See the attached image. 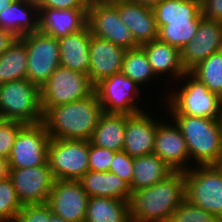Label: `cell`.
I'll use <instances>...</instances> for the list:
<instances>
[{
	"label": "cell",
	"instance_id": "44dd1931",
	"mask_svg": "<svg viewBox=\"0 0 222 222\" xmlns=\"http://www.w3.org/2000/svg\"><path fill=\"white\" fill-rule=\"evenodd\" d=\"M87 18L88 8H39V30L60 39L84 29Z\"/></svg>",
	"mask_w": 222,
	"mask_h": 222
},
{
	"label": "cell",
	"instance_id": "7c38bea8",
	"mask_svg": "<svg viewBox=\"0 0 222 222\" xmlns=\"http://www.w3.org/2000/svg\"><path fill=\"white\" fill-rule=\"evenodd\" d=\"M50 136L43 122L25 124L16 135L7 159L9 169L31 168L47 163Z\"/></svg>",
	"mask_w": 222,
	"mask_h": 222
},
{
	"label": "cell",
	"instance_id": "7a4b0ae2",
	"mask_svg": "<svg viewBox=\"0 0 222 222\" xmlns=\"http://www.w3.org/2000/svg\"><path fill=\"white\" fill-rule=\"evenodd\" d=\"M95 92L71 103L51 107L43 115L50 138L89 140L103 114Z\"/></svg>",
	"mask_w": 222,
	"mask_h": 222
},
{
	"label": "cell",
	"instance_id": "5b68a950",
	"mask_svg": "<svg viewBox=\"0 0 222 222\" xmlns=\"http://www.w3.org/2000/svg\"><path fill=\"white\" fill-rule=\"evenodd\" d=\"M180 79L185 85L183 83L180 89L169 92L167 104H164L168 106L170 115L222 119V98L209 91L191 72H186Z\"/></svg>",
	"mask_w": 222,
	"mask_h": 222
},
{
	"label": "cell",
	"instance_id": "484cf974",
	"mask_svg": "<svg viewBox=\"0 0 222 222\" xmlns=\"http://www.w3.org/2000/svg\"><path fill=\"white\" fill-rule=\"evenodd\" d=\"M174 171L154 153L133 158L132 192L165 180Z\"/></svg>",
	"mask_w": 222,
	"mask_h": 222
},
{
	"label": "cell",
	"instance_id": "83f0119b",
	"mask_svg": "<svg viewBox=\"0 0 222 222\" xmlns=\"http://www.w3.org/2000/svg\"><path fill=\"white\" fill-rule=\"evenodd\" d=\"M84 222H131L129 202L110 197H90Z\"/></svg>",
	"mask_w": 222,
	"mask_h": 222
},
{
	"label": "cell",
	"instance_id": "d6986e66",
	"mask_svg": "<svg viewBox=\"0 0 222 222\" xmlns=\"http://www.w3.org/2000/svg\"><path fill=\"white\" fill-rule=\"evenodd\" d=\"M158 123L144 111L126 114L123 151L133 158L152 154Z\"/></svg>",
	"mask_w": 222,
	"mask_h": 222
},
{
	"label": "cell",
	"instance_id": "3957f363",
	"mask_svg": "<svg viewBox=\"0 0 222 222\" xmlns=\"http://www.w3.org/2000/svg\"><path fill=\"white\" fill-rule=\"evenodd\" d=\"M152 9L158 39L180 51L194 38L203 19L200 0H163Z\"/></svg>",
	"mask_w": 222,
	"mask_h": 222
},
{
	"label": "cell",
	"instance_id": "d590c367",
	"mask_svg": "<svg viewBox=\"0 0 222 222\" xmlns=\"http://www.w3.org/2000/svg\"><path fill=\"white\" fill-rule=\"evenodd\" d=\"M115 153L113 150L93 145L89 141V170L108 172Z\"/></svg>",
	"mask_w": 222,
	"mask_h": 222
},
{
	"label": "cell",
	"instance_id": "e0dca14e",
	"mask_svg": "<svg viewBox=\"0 0 222 222\" xmlns=\"http://www.w3.org/2000/svg\"><path fill=\"white\" fill-rule=\"evenodd\" d=\"M166 123V124H165ZM153 153L159 156L174 172H185L191 167L186 141L179 127L161 120L156 129ZM187 164V165H186Z\"/></svg>",
	"mask_w": 222,
	"mask_h": 222
},
{
	"label": "cell",
	"instance_id": "f35d334b",
	"mask_svg": "<svg viewBox=\"0 0 222 222\" xmlns=\"http://www.w3.org/2000/svg\"><path fill=\"white\" fill-rule=\"evenodd\" d=\"M204 19L222 22V0H200Z\"/></svg>",
	"mask_w": 222,
	"mask_h": 222
},
{
	"label": "cell",
	"instance_id": "9a60e30c",
	"mask_svg": "<svg viewBox=\"0 0 222 222\" xmlns=\"http://www.w3.org/2000/svg\"><path fill=\"white\" fill-rule=\"evenodd\" d=\"M89 198L79 181L55 180L47 204L55 216L84 222Z\"/></svg>",
	"mask_w": 222,
	"mask_h": 222
},
{
	"label": "cell",
	"instance_id": "603a6c76",
	"mask_svg": "<svg viewBox=\"0 0 222 222\" xmlns=\"http://www.w3.org/2000/svg\"><path fill=\"white\" fill-rule=\"evenodd\" d=\"M90 42L88 25L77 33L58 39L60 66L88 75Z\"/></svg>",
	"mask_w": 222,
	"mask_h": 222
},
{
	"label": "cell",
	"instance_id": "d6a6232c",
	"mask_svg": "<svg viewBox=\"0 0 222 222\" xmlns=\"http://www.w3.org/2000/svg\"><path fill=\"white\" fill-rule=\"evenodd\" d=\"M169 222H221L220 217L193 205L186 199L171 215Z\"/></svg>",
	"mask_w": 222,
	"mask_h": 222
},
{
	"label": "cell",
	"instance_id": "f6af8a7d",
	"mask_svg": "<svg viewBox=\"0 0 222 222\" xmlns=\"http://www.w3.org/2000/svg\"><path fill=\"white\" fill-rule=\"evenodd\" d=\"M26 1H31V2L37 3L39 0H26Z\"/></svg>",
	"mask_w": 222,
	"mask_h": 222
},
{
	"label": "cell",
	"instance_id": "8d00e7d4",
	"mask_svg": "<svg viewBox=\"0 0 222 222\" xmlns=\"http://www.w3.org/2000/svg\"><path fill=\"white\" fill-rule=\"evenodd\" d=\"M109 171L131 184L133 177V157L125 151L116 152L110 164Z\"/></svg>",
	"mask_w": 222,
	"mask_h": 222
},
{
	"label": "cell",
	"instance_id": "ba28073f",
	"mask_svg": "<svg viewBox=\"0 0 222 222\" xmlns=\"http://www.w3.org/2000/svg\"><path fill=\"white\" fill-rule=\"evenodd\" d=\"M94 85L87 74L59 66L40 88L43 115L51 108L90 96Z\"/></svg>",
	"mask_w": 222,
	"mask_h": 222
},
{
	"label": "cell",
	"instance_id": "8992f818",
	"mask_svg": "<svg viewBox=\"0 0 222 222\" xmlns=\"http://www.w3.org/2000/svg\"><path fill=\"white\" fill-rule=\"evenodd\" d=\"M0 117L24 124L43 122L40 88L28 79L0 84Z\"/></svg>",
	"mask_w": 222,
	"mask_h": 222
},
{
	"label": "cell",
	"instance_id": "8fae6325",
	"mask_svg": "<svg viewBox=\"0 0 222 222\" xmlns=\"http://www.w3.org/2000/svg\"><path fill=\"white\" fill-rule=\"evenodd\" d=\"M87 25L93 36L106 39L126 50L141 46L121 20L116 1H90Z\"/></svg>",
	"mask_w": 222,
	"mask_h": 222
},
{
	"label": "cell",
	"instance_id": "74e56055",
	"mask_svg": "<svg viewBox=\"0 0 222 222\" xmlns=\"http://www.w3.org/2000/svg\"><path fill=\"white\" fill-rule=\"evenodd\" d=\"M90 0H39V8L52 9H71V8H88Z\"/></svg>",
	"mask_w": 222,
	"mask_h": 222
},
{
	"label": "cell",
	"instance_id": "4dcf8cb0",
	"mask_svg": "<svg viewBox=\"0 0 222 222\" xmlns=\"http://www.w3.org/2000/svg\"><path fill=\"white\" fill-rule=\"evenodd\" d=\"M196 78L222 98V50L211 54L190 71Z\"/></svg>",
	"mask_w": 222,
	"mask_h": 222
},
{
	"label": "cell",
	"instance_id": "7bdbcfd3",
	"mask_svg": "<svg viewBox=\"0 0 222 222\" xmlns=\"http://www.w3.org/2000/svg\"><path fill=\"white\" fill-rule=\"evenodd\" d=\"M16 0H0V13L8 7L11 3H14Z\"/></svg>",
	"mask_w": 222,
	"mask_h": 222
},
{
	"label": "cell",
	"instance_id": "2e32d148",
	"mask_svg": "<svg viewBox=\"0 0 222 222\" xmlns=\"http://www.w3.org/2000/svg\"><path fill=\"white\" fill-rule=\"evenodd\" d=\"M222 50V22L202 19L194 38L180 51L181 62L190 72L211 54Z\"/></svg>",
	"mask_w": 222,
	"mask_h": 222
},
{
	"label": "cell",
	"instance_id": "ab89813d",
	"mask_svg": "<svg viewBox=\"0 0 222 222\" xmlns=\"http://www.w3.org/2000/svg\"><path fill=\"white\" fill-rule=\"evenodd\" d=\"M17 39L11 32L0 28V56L11 46Z\"/></svg>",
	"mask_w": 222,
	"mask_h": 222
},
{
	"label": "cell",
	"instance_id": "4fadbf2b",
	"mask_svg": "<svg viewBox=\"0 0 222 222\" xmlns=\"http://www.w3.org/2000/svg\"><path fill=\"white\" fill-rule=\"evenodd\" d=\"M94 92L104 113L133 115L143 111L135 102L140 96L139 85L122 72L101 79L94 85Z\"/></svg>",
	"mask_w": 222,
	"mask_h": 222
},
{
	"label": "cell",
	"instance_id": "7402d4cb",
	"mask_svg": "<svg viewBox=\"0 0 222 222\" xmlns=\"http://www.w3.org/2000/svg\"><path fill=\"white\" fill-rule=\"evenodd\" d=\"M35 16V17H34ZM0 28L21 38L39 30V7L37 3L16 0L0 13Z\"/></svg>",
	"mask_w": 222,
	"mask_h": 222
},
{
	"label": "cell",
	"instance_id": "ffe728a7",
	"mask_svg": "<svg viewBox=\"0 0 222 222\" xmlns=\"http://www.w3.org/2000/svg\"><path fill=\"white\" fill-rule=\"evenodd\" d=\"M116 8L121 20L140 45L158 39V27L152 7L133 0H117Z\"/></svg>",
	"mask_w": 222,
	"mask_h": 222
},
{
	"label": "cell",
	"instance_id": "f546056e",
	"mask_svg": "<svg viewBox=\"0 0 222 222\" xmlns=\"http://www.w3.org/2000/svg\"><path fill=\"white\" fill-rule=\"evenodd\" d=\"M121 72L138 85L155 80L156 77L146 53L141 47L126 51Z\"/></svg>",
	"mask_w": 222,
	"mask_h": 222
},
{
	"label": "cell",
	"instance_id": "4316f807",
	"mask_svg": "<svg viewBox=\"0 0 222 222\" xmlns=\"http://www.w3.org/2000/svg\"><path fill=\"white\" fill-rule=\"evenodd\" d=\"M125 126L126 114L103 113L89 141L98 147L123 151Z\"/></svg>",
	"mask_w": 222,
	"mask_h": 222
},
{
	"label": "cell",
	"instance_id": "b9f144b4",
	"mask_svg": "<svg viewBox=\"0 0 222 222\" xmlns=\"http://www.w3.org/2000/svg\"><path fill=\"white\" fill-rule=\"evenodd\" d=\"M133 1L142 3V4L149 6V7H153L156 4L162 2L163 0H133Z\"/></svg>",
	"mask_w": 222,
	"mask_h": 222
},
{
	"label": "cell",
	"instance_id": "277c9868",
	"mask_svg": "<svg viewBox=\"0 0 222 222\" xmlns=\"http://www.w3.org/2000/svg\"><path fill=\"white\" fill-rule=\"evenodd\" d=\"M183 135L189 157L195 166L220 165L222 162V119L172 115ZM194 159V160H193Z\"/></svg>",
	"mask_w": 222,
	"mask_h": 222
},
{
	"label": "cell",
	"instance_id": "1f68e13d",
	"mask_svg": "<svg viewBox=\"0 0 222 222\" xmlns=\"http://www.w3.org/2000/svg\"><path fill=\"white\" fill-rule=\"evenodd\" d=\"M22 207L11 178L0 181V222H14Z\"/></svg>",
	"mask_w": 222,
	"mask_h": 222
},
{
	"label": "cell",
	"instance_id": "f1b7e54d",
	"mask_svg": "<svg viewBox=\"0 0 222 222\" xmlns=\"http://www.w3.org/2000/svg\"><path fill=\"white\" fill-rule=\"evenodd\" d=\"M27 50L17 38L0 56V84L27 79Z\"/></svg>",
	"mask_w": 222,
	"mask_h": 222
},
{
	"label": "cell",
	"instance_id": "5bb4252c",
	"mask_svg": "<svg viewBox=\"0 0 222 222\" xmlns=\"http://www.w3.org/2000/svg\"><path fill=\"white\" fill-rule=\"evenodd\" d=\"M22 206L47 203L55 178L48 162L31 168L9 169Z\"/></svg>",
	"mask_w": 222,
	"mask_h": 222
},
{
	"label": "cell",
	"instance_id": "60d3db41",
	"mask_svg": "<svg viewBox=\"0 0 222 222\" xmlns=\"http://www.w3.org/2000/svg\"><path fill=\"white\" fill-rule=\"evenodd\" d=\"M9 177L8 161L0 157V181Z\"/></svg>",
	"mask_w": 222,
	"mask_h": 222
},
{
	"label": "cell",
	"instance_id": "d4e9b609",
	"mask_svg": "<svg viewBox=\"0 0 222 222\" xmlns=\"http://www.w3.org/2000/svg\"><path fill=\"white\" fill-rule=\"evenodd\" d=\"M140 47L145 51L156 77L167 73L166 75L170 74L169 77L180 80L186 73L182 66L180 50L176 47L159 39L144 43Z\"/></svg>",
	"mask_w": 222,
	"mask_h": 222
},
{
	"label": "cell",
	"instance_id": "ee69618b",
	"mask_svg": "<svg viewBox=\"0 0 222 222\" xmlns=\"http://www.w3.org/2000/svg\"><path fill=\"white\" fill-rule=\"evenodd\" d=\"M90 1H98V2H114L117 0H90Z\"/></svg>",
	"mask_w": 222,
	"mask_h": 222
},
{
	"label": "cell",
	"instance_id": "836d02e7",
	"mask_svg": "<svg viewBox=\"0 0 222 222\" xmlns=\"http://www.w3.org/2000/svg\"><path fill=\"white\" fill-rule=\"evenodd\" d=\"M14 222H69L52 214L47 203L23 206Z\"/></svg>",
	"mask_w": 222,
	"mask_h": 222
},
{
	"label": "cell",
	"instance_id": "e575fe53",
	"mask_svg": "<svg viewBox=\"0 0 222 222\" xmlns=\"http://www.w3.org/2000/svg\"><path fill=\"white\" fill-rule=\"evenodd\" d=\"M19 121L1 120L0 121V157L8 159L13 147L16 135L24 126Z\"/></svg>",
	"mask_w": 222,
	"mask_h": 222
},
{
	"label": "cell",
	"instance_id": "30bf717a",
	"mask_svg": "<svg viewBox=\"0 0 222 222\" xmlns=\"http://www.w3.org/2000/svg\"><path fill=\"white\" fill-rule=\"evenodd\" d=\"M19 39L27 50V79L41 88L60 66L58 39L40 30Z\"/></svg>",
	"mask_w": 222,
	"mask_h": 222
},
{
	"label": "cell",
	"instance_id": "52a82bcc",
	"mask_svg": "<svg viewBox=\"0 0 222 222\" xmlns=\"http://www.w3.org/2000/svg\"><path fill=\"white\" fill-rule=\"evenodd\" d=\"M184 172L185 199L204 211L222 215V167L196 166Z\"/></svg>",
	"mask_w": 222,
	"mask_h": 222
},
{
	"label": "cell",
	"instance_id": "ac0fdd59",
	"mask_svg": "<svg viewBox=\"0 0 222 222\" xmlns=\"http://www.w3.org/2000/svg\"><path fill=\"white\" fill-rule=\"evenodd\" d=\"M126 49L91 34L88 77L95 85L101 79L121 72Z\"/></svg>",
	"mask_w": 222,
	"mask_h": 222
},
{
	"label": "cell",
	"instance_id": "6da1fadb",
	"mask_svg": "<svg viewBox=\"0 0 222 222\" xmlns=\"http://www.w3.org/2000/svg\"><path fill=\"white\" fill-rule=\"evenodd\" d=\"M184 200V172H173L155 185L132 192L131 222H169Z\"/></svg>",
	"mask_w": 222,
	"mask_h": 222
},
{
	"label": "cell",
	"instance_id": "cb8c5ba5",
	"mask_svg": "<svg viewBox=\"0 0 222 222\" xmlns=\"http://www.w3.org/2000/svg\"><path fill=\"white\" fill-rule=\"evenodd\" d=\"M78 181L89 197H110L130 202V184L111 171L89 170Z\"/></svg>",
	"mask_w": 222,
	"mask_h": 222
},
{
	"label": "cell",
	"instance_id": "9c48e42d",
	"mask_svg": "<svg viewBox=\"0 0 222 222\" xmlns=\"http://www.w3.org/2000/svg\"><path fill=\"white\" fill-rule=\"evenodd\" d=\"M47 162L55 180L78 181L89 171V140L50 138Z\"/></svg>",
	"mask_w": 222,
	"mask_h": 222
}]
</instances>
